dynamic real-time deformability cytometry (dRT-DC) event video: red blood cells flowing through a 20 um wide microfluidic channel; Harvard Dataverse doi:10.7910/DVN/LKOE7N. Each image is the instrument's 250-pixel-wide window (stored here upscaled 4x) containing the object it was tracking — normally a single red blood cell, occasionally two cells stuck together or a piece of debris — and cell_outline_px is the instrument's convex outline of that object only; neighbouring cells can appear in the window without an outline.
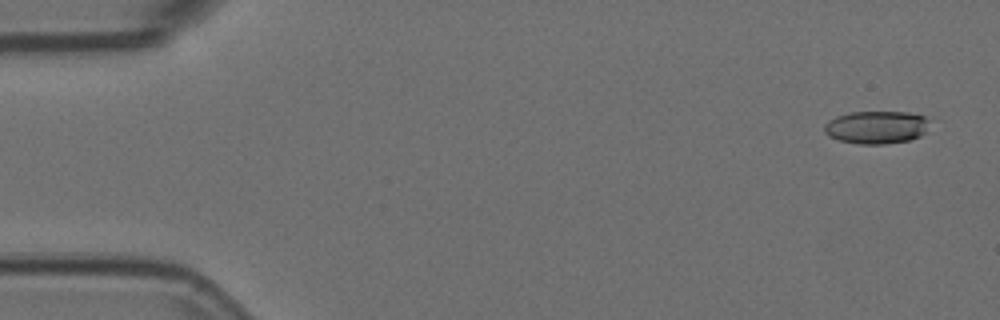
{"species": "Egyptian fruit bat (a non-hibernating species)", "species_latin": "Rousettus aegyptiacus", "temperature_condition": "room temperature", "stored_images_in_passage": 54, "camera_frame_rate_fps": 3000, "um_per_image_px": 0.085, "animal": {"sex": "female"}, "frame": {"image": 1, "passage_image": 3, "time_ms": 0.667, "image_size_px": [1000, 320], "cell_outline_px": [[928, 120], [924, 132], [920, 136], [908, 140], [884, 144], [860, 144], [840, 140], [828, 136], [824, 132], [824, 124], [828, 120], [836, 116], [848, 112], [908, 112], [924, 116]], "centroid_in_image_um": [74.44, 10.81], "position_along_channel_um": 10.6, "area_um2": 20.06}}
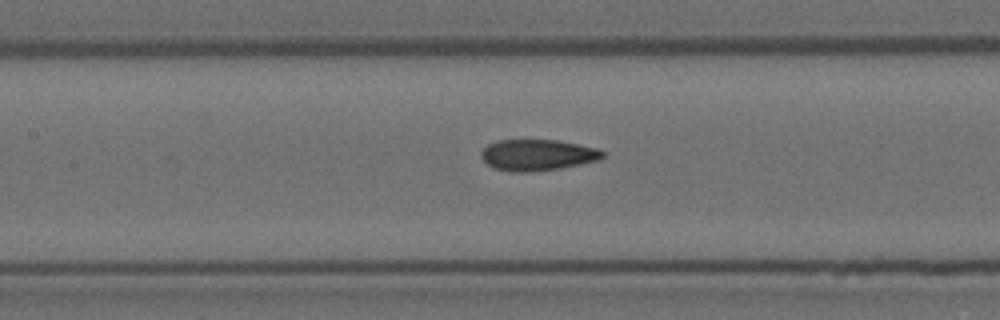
{"frame": {"image": 2, "passage_image": 25, "time_ms": 8.0, "image_size_px": [1000, 320], "cell_outline_px": [[604, 156], [600, 160], [560, 168], [532, 172], [512, 172], [492, 168], [480, 156], [480, 152], [488, 144], [500, 140], [556, 140], [600, 148], [604, 152]], "centroid_in_image_um": [45.69, 13.18], "position_along_channel_um": 161.7, "area_um2": 22.2}}
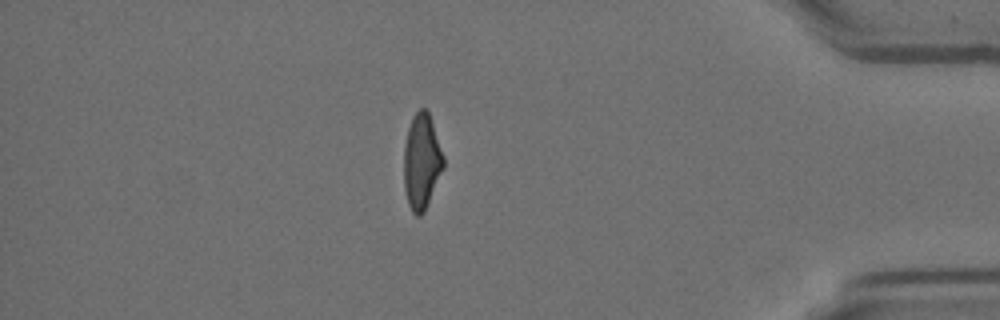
{"frame": {"image": 3, "passage_image": 47, "time_ms": 15.333, "image_size_px": [1000, 320], "cell_outline_px": [[444, 168], [424, 212], [420, 216], [416, 216], [412, 212], [408, 204], [404, 188], [404, 144], [408, 128], [412, 116], [420, 108], [424, 108], [428, 112], [444, 156]], "centroid_in_image_um": [35.83, 13.75], "position_along_channel_um": 399.4, "area_um2": 22.02}, "authors_computed_cell_mechanics": {"area_um2": 22.1085, "velocity_mm_per_s": 3.7786, "shape_relaxation_time_tau1_ms": 9.2604, "shape_relaxation_time_tau2_ms": 1.7974, "deformation_change_tau1": 0.2553, "deformation_change_tau2": 0.095}}